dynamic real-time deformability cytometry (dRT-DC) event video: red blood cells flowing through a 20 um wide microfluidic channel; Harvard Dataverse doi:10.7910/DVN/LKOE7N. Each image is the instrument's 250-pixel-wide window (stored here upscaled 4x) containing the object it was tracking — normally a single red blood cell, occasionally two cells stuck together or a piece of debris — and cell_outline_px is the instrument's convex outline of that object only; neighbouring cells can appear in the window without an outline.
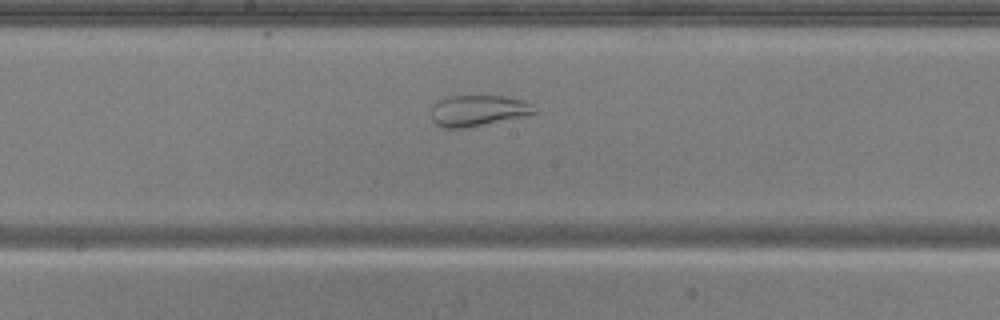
{"species": "common noctule bat (a hibernating species)", "species_latin": "Nyctalus noctula", "temperature_condition": "warm", "stored_images_in_passage": 38, "camera_frame_rate_fps": 3000, "um_per_image_px": 0.085, "animal": {"sex": "male", "body_mass_g": 20.5, "forearm_length_mm": 52.5}, "frame": {"image": 1, "passage_image": 13, "time_ms": 4.0, "image_size_px": [1000, 320], "cell_outline_px": [[536, 112], [524, 116], [464, 128], [440, 128], [432, 120], [432, 104], [448, 96], [504, 96], [524, 100], [532, 104]], "centroid_in_image_um": [40.6, 9.4], "position_along_channel_um": 207.6, "area_um2": 18.55}}
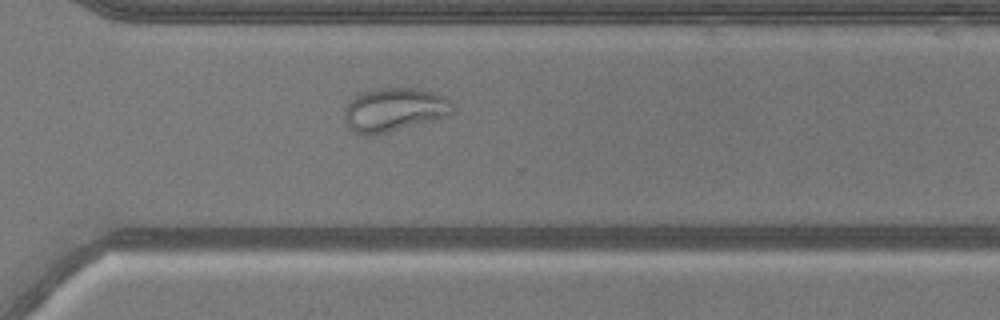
{"frame": {"image": 2, "passage_image": 23, "time_ms": 7.333, "image_size_px": [1000, 320], "cell_outline_px": [[456, 108], [448, 116], [388, 132], [372, 136], [364, 136], [356, 132], [344, 120], [344, 108], [360, 92], [372, 88], [416, 88], [432, 92], [444, 96], [452, 100], [456, 104]], "centroid_in_image_um": [33.55, 9.31], "position_along_channel_um": 337.1, "area_um2": 27.74}}
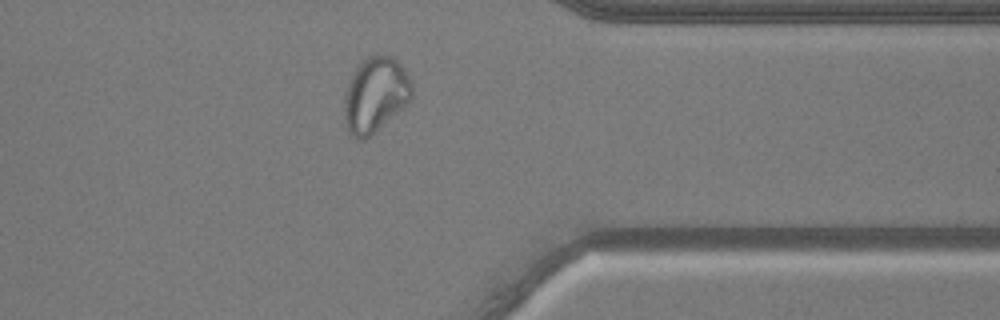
{"frame": {"image": 3, "passage_image": 27, "time_ms": 8.667, "image_size_px": [1000, 320], "cell_outline_px": [[412, 96], [400, 108], [364, 140], [356, 140], [348, 132], [344, 116], [344, 100], [348, 84], [356, 68], [368, 56], [392, 56], [404, 68], [412, 80]], "centroid_in_image_um": [31.88, 8.05], "position_along_channel_um": 379.5, "area_um2": 28.84}, "authors_computed_cell_mechanics": {"area_um2": 26.4146, "velocity_mm_per_s": 3.9128, "shape_relaxation_time_tau1_ms": null, "shape_relaxation_time_tau2_ms": 1.1569, "deformation_change_tau1": null, "deformation_change_tau2": 0.0686}}